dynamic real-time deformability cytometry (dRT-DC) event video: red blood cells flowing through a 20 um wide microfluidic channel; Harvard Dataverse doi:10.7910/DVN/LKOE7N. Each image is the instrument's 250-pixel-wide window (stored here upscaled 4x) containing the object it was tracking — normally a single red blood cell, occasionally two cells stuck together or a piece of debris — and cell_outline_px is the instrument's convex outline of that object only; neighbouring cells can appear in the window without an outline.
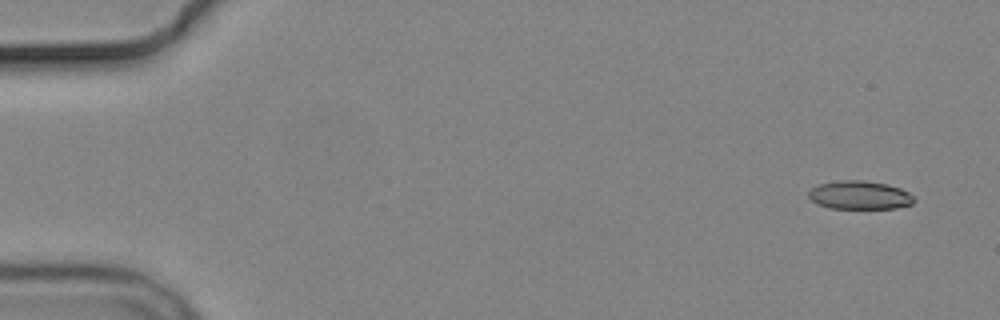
{"species": "common noctule bat (a hibernating species)", "species_latin": "Nyctalus noctula", "temperature_condition": "cold", "stored_images_in_passage": 6, "camera_frame_rate_fps": 3000, "um_per_image_px": 0.085, "animal": {"sex": "male", "body_mass_g": 19.2, "forearm_length_mm": 51.8}, "frame": {"image": 1, "passage_image": 1, "time_ms": 0.0, "image_size_px": [1000, 320], "cell_outline_px": [[916, 200], [912, 204], [896, 208], [828, 208], [816, 204], [808, 196], [808, 192], [812, 188], [820, 184], [840, 180], [864, 180], [888, 184], [900, 188], [916, 196]], "centroid_in_image_um": [73.1, 16.58], "position_along_channel_um": 11.9, "area_um2": 17.63}}